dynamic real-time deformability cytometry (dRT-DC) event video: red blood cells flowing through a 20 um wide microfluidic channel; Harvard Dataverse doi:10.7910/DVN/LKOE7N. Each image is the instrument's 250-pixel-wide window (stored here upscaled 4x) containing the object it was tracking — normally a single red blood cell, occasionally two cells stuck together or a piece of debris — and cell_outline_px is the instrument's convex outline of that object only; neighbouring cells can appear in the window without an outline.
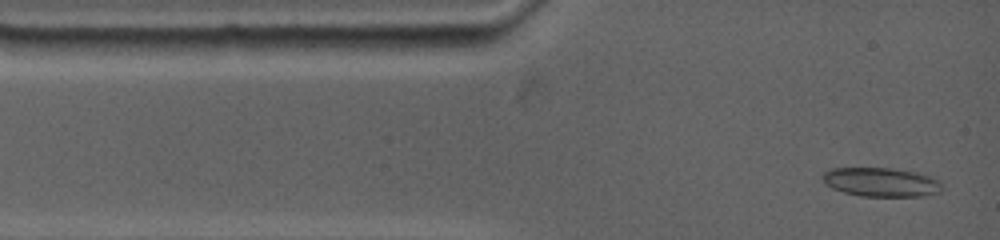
{"species": "common noctule bat (a hibernating species)", "species_latin": "Nyctalus noctula", "temperature_condition": "warm", "stored_images_in_passage": 60, "camera_frame_rate_fps": 4500, "um_per_image_px": 0.085, "animal": {"sex": "female", "body_mass_g": 19.0, "forearm_length_mm": 53.3}, "frame": {"image": 1, "passage_image": 2, "time_ms": 0.222, "image_size_px": [1000, 240], "cell_outline_px": [[944, 188], [940, 192], [924, 196], [860, 196], [844, 192], [832, 188], [824, 184], [820, 176], [824, 172], [832, 168], [892, 168], [916, 172], [932, 176], [940, 180], [944, 184]], "centroid_in_image_um": [74.93, 15.48], "position_along_channel_um": 10.1, "area_um2": 20.58}}
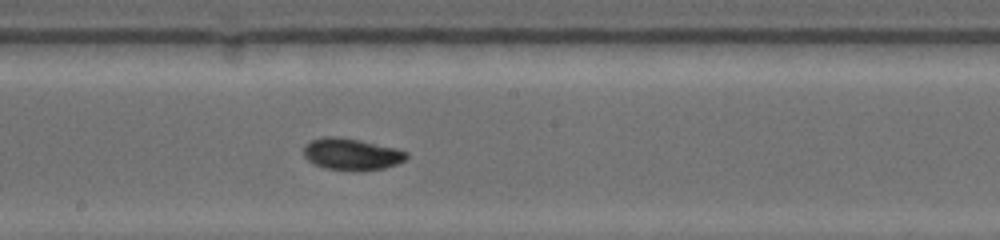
{"frame": {"image": 2, "passage_image": 32, "time_ms": 6.889, "image_size_px": [1000, 240], "cell_outline_px": [[408, 156], [404, 160], [396, 164], [384, 168], [356, 172], [324, 168], [312, 164], [304, 156], [304, 144], [312, 140], [324, 136], [336, 136], [396, 148], [408, 152]], "centroid_in_image_um": [29.85, 13.12], "position_along_channel_um": 218.4, "area_um2": 19.13}}
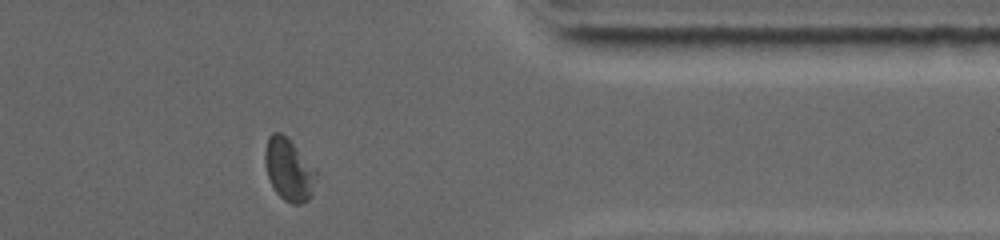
{"frame": {"image": 3, "passage_image": 55, "time_ms": 12.0, "image_size_px": [1000, 240], "cell_outline_px": [[316, 176], [312, 192], [308, 200], [300, 204], [292, 204], [284, 200], [276, 192], [268, 176], [264, 160], [264, 152], [268, 136], [272, 132], [280, 132], [316, 168]], "centroid_in_image_um": [24.54, 14.43], "position_along_channel_um": 386.9, "area_um2": 18.26}, "authors_computed_cell_mechanics": {"area_um2": 18.496, "velocity_mm_per_s": 3.6266, "shape_relaxation_time_tau1_ms": 6.338, "shape_relaxation_time_tau2_ms": 3.3533, "deformation_change_tau1": 0.1584, "deformation_change_tau2": 0.0617}}